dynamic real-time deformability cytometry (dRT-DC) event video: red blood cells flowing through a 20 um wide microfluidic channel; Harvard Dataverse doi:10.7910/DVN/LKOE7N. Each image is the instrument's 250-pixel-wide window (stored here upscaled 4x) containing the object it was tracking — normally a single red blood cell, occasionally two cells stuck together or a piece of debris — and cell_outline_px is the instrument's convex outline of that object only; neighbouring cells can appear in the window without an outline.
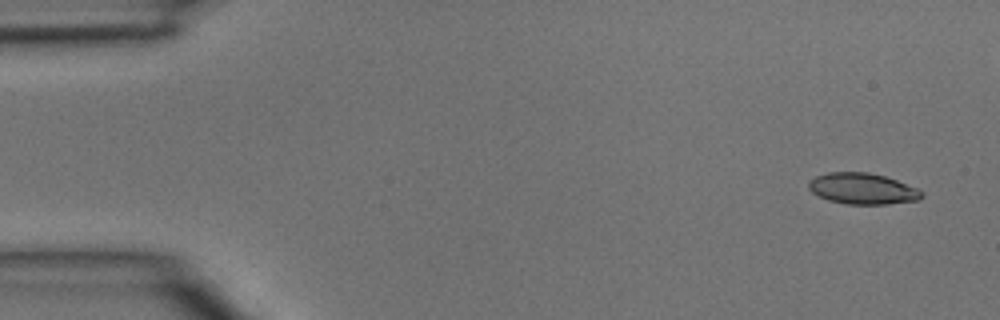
{"species": "common noctule bat (a hibernating species)", "species_latin": "Nyctalus noctula", "temperature_condition": "room temperature", "stored_images_in_passage": 4, "camera_frame_rate_fps": 3000, "um_per_image_px": 0.085, "animal": {"sex": "male", "body_mass_g": 15.6}, "frame": {"image": 1, "passage_image": 1, "time_ms": 0.0, "image_size_px": [1000, 320], "cell_outline_px": [[924, 196], [920, 200], [888, 204], [844, 204], [828, 200], [812, 192], [808, 188], [808, 184], [816, 176], [828, 172], [868, 172], [884, 176], [896, 180], [916, 188], [924, 192]], "centroid_in_image_um": [73.34, 16.04], "position_along_channel_um": 11.7, "area_um2": 20.46}}